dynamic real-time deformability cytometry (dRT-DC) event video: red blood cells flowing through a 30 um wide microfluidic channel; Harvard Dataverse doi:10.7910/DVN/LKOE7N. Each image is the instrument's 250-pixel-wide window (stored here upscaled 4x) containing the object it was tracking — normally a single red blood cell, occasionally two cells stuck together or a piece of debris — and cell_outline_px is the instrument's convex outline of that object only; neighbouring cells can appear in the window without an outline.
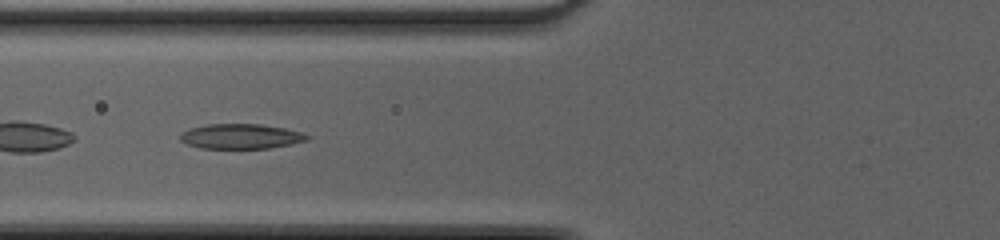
{"species": "common noctule bat (a hibernating species)", "species_latin": "Nyctalus noctula", "temperature_condition": "cold", "stored_images_in_passage": 47, "camera_frame_rate_fps": 3000, "um_per_image_px": 0.085, "animal": {"sex": "female", "body_mass_g": 20.0, "forearm_length_mm": 54.0}, "frame": {"image": 1, "passage_image": 21, "time_ms": 6.667, "image_size_px": [1000, 240], "cell_outline_px": [[312, 136], [308, 140], [292, 144], [268, 148], [200, 148], [188, 144], [180, 140], [180, 132], [188, 128], [208, 124], [260, 124], [284, 128], [300, 132]], "centroid_in_image_um": [20.46, 11.58], "position_along_channel_um": 105.3, "area_um2": 18.5}}
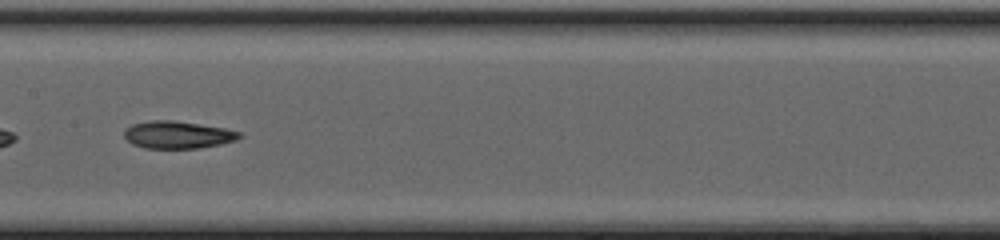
{"frame": {"image": 2, "passage_image": 27, "time_ms": 8.667, "image_size_px": [1000, 240], "cell_outline_px": [[244, 136], [236, 140], [220, 144], [200, 148], [144, 148], [132, 144], [124, 136], [124, 132], [132, 124], [148, 120], [172, 120], [224, 128], [240, 132]], "centroid_in_image_um": [15.11, 11.46], "position_along_channel_um": 192.3, "area_um2": 18.32}, "authors_computed_cell_mechanics": {"area_um2": 19.4208, "velocity_mm_per_s": 4.3184, "shape_relaxation_time_tau1_ms": 8.1227, "shape_relaxation_time_tau2_ms": 1.9169, "deformation_change_tau1": 0.1856, "deformation_change_tau2": 0.0821}}